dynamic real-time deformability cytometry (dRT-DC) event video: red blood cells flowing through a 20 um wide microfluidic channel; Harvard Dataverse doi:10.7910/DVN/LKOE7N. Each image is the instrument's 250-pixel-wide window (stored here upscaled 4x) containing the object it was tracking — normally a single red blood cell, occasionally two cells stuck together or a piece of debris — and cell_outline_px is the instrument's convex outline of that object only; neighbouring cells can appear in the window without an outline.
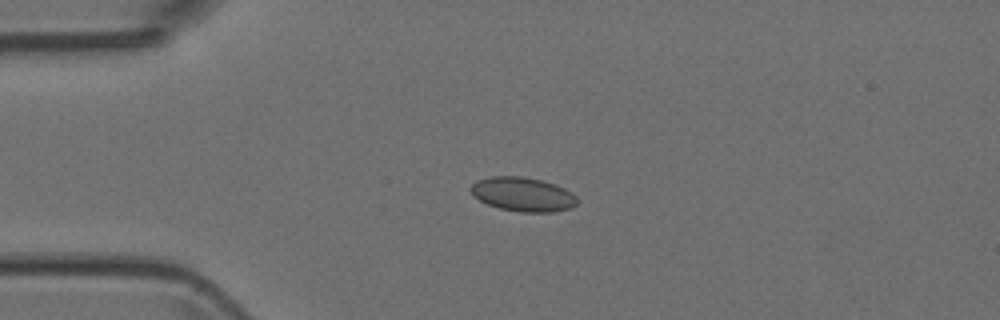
{"species": "Egyptian fruit bat (a non-hibernating species)", "species_latin": "Rousettus aegyptiacus", "temperature_condition": "room temperature", "stored_images_in_passage": 5, "camera_frame_rate_fps": 3000, "um_per_image_px": 0.085, "animal": {"sex": "female"}, "frame": {"image": 1, "passage_image": 3, "time_ms": 2.333, "image_size_px": [1000, 320], "cell_outline_px": [[576, 204], [568, 208], [552, 212], [520, 212], [500, 208], [488, 204], [472, 196], [468, 188], [476, 180], [492, 176], [520, 176], [544, 180], [556, 184], [572, 192], [576, 196]], "centroid_in_image_um": [44.4, 16.5], "position_along_channel_um": 40.6, "area_um2": 21.27}}
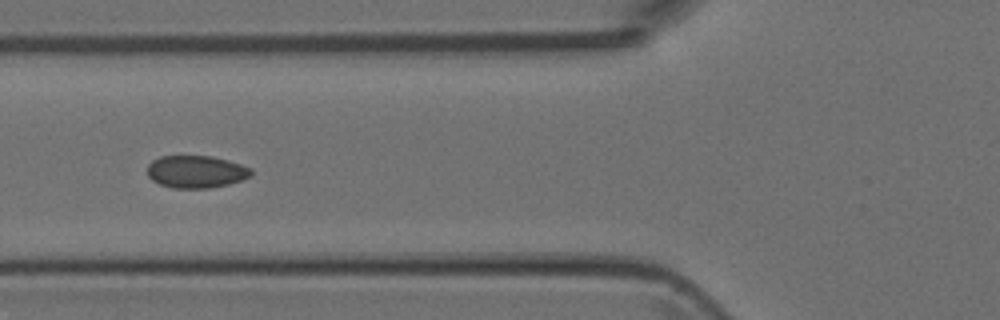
{"frame": {"image": 2, "passage_image": 5, "time_ms": 4.667, "image_size_px": [1000, 320], "cell_outline_px": [[252, 176], [228, 184], [212, 188], [172, 188], [160, 184], [152, 180], [148, 176], [148, 164], [152, 160], [160, 156], [212, 156], [228, 160], [252, 168]], "centroid_in_image_um": [16.67, 14.59], "position_along_channel_um": 109.1, "area_um2": 19.71}}